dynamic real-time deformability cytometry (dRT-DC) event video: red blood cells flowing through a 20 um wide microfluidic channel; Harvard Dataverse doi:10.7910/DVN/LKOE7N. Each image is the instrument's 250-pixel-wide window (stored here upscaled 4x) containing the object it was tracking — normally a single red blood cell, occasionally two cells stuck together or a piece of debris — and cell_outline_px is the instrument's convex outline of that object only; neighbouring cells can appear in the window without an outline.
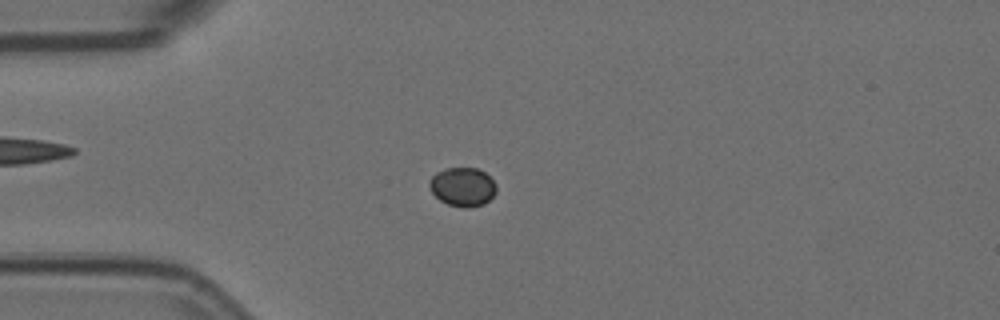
{"species": "Egyptian fruit bat (a non-hibernating species)", "species_latin": "Rousettus aegyptiacus", "temperature_condition": "room temperature", "stored_images_in_passage": 47, "camera_frame_rate_fps": 3000, "um_per_image_px": 0.085, "animal": {"sex": "female"}, "frame": {"image": 1, "passage_image": 5, "time_ms": 1.333, "image_size_px": [1000, 320], "cell_outline_px": [[496, 192], [484, 204], [468, 208], [464, 208], [448, 204], [440, 200], [432, 192], [428, 184], [428, 180], [436, 172], [444, 168], [476, 168], [484, 172], [496, 184]], "centroid_in_image_um": [39.3, 15.88], "position_along_channel_um": 45.7, "area_um2": 15.14}}
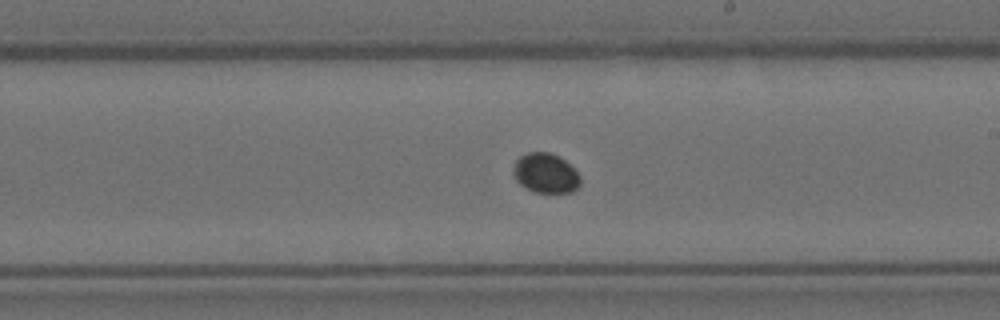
{"frame": {"image": 2, "passage_image": 23, "time_ms": 7.333, "image_size_px": [1000, 320], "cell_outline_px": [[580, 184], [572, 192], [536, 192], [520, 184], [512, 176], [512, 168], [516, 160], [520, 156], [528, 152], [548, 152], [564, 160], [580, 176]], "centroid_in_image_um": [46.33, 14.72], "position_along_channel_um": 242.7, "area_um2": 15.32}}
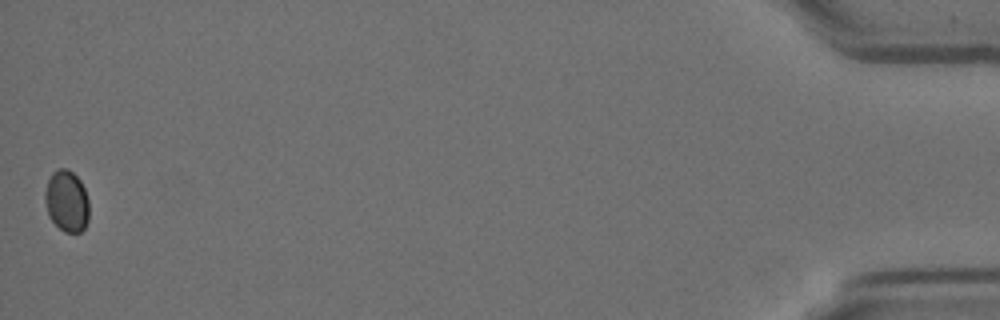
{"frame": {"image": 3, "passage_image": 47, "time_ms": 15.333, "image_size_px": [1000, 320], "cell_outline_px": [[88, 220], [84, 228], [80, 232], [64, 232], [48, 216], [44, 200], [44, 192], [48, 180], [52, 172], [60, 168], [68, 168], [80, 180], [84, 188], [88, 200]], "centroid_in_image_um": [5.65, 17.08], "position_along_channel_um": 429.5, "area_um2": 15.84}}